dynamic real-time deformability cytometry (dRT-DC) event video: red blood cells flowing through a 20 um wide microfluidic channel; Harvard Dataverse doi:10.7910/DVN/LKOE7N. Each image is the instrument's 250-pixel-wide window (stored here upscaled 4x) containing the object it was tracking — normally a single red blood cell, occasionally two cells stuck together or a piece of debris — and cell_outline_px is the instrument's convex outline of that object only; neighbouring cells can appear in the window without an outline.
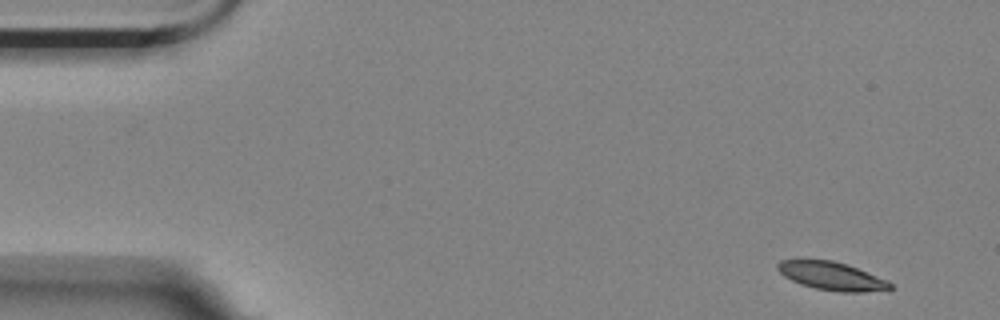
{"species": "Egyptian fruit bat (a non-hibernating species)", "species_latin": "Rousettus aegyptiacus", "temperature_condition": "room temperature", "stored_images_in_passage": 5, "camera_frame_rate_fps": 3000, "um_per_image_px": 0.085, "animal": {"sex": "female"}, "frame": {"image": 1, "passage_image": 1, "time_ms": 0.0, "image_size_px": [1000, 320], "cell_outline_px": [[892, 288], [864, 292], [840, 292], [816, 288], [800, 284], [784, 276], [776, 268], [776, 264], [780, 260], [800, 256], [804, 256], [832, 260], [856, 268], [888, 280], [892, 284]], "centroid_in_image_um": [70.57, 23.4], "position_along_channel_um": 14.4, "area_um2": 19.02}}